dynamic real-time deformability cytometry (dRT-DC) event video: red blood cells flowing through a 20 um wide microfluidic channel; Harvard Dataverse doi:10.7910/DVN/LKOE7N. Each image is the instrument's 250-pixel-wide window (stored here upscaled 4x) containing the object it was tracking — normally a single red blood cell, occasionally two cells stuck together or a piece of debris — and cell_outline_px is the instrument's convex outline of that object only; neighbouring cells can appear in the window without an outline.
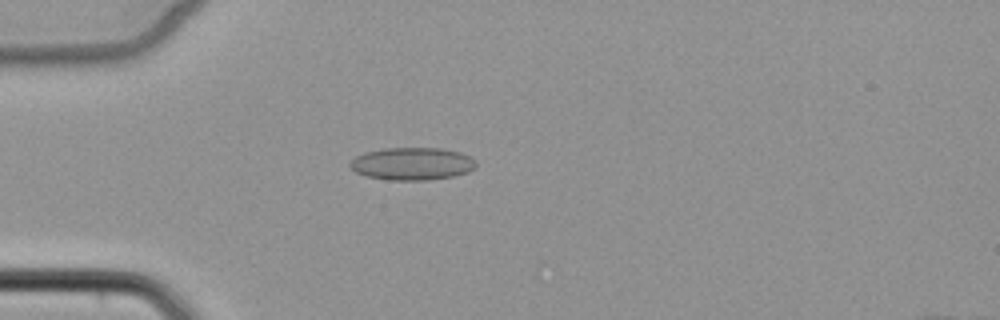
{"species": "common noctule bat (a hibernating species)", "species_latin": "Nyctalus noctula", "temperature_condition": "cold", "stored_images_in_passage": 4, "camera_frame_rate_fps": 3000, "um_per_image_px": 0.085, "animal": {"sex": "female", "body_mass_g": 22.7, "forearm_length_mm": 54.2}, "frame": {"image": 1, "passage_image": 4, "time_ms": 3.667, "image_size_px": [1000, 320], "cell_outline_px": [[476, 164], [468, 172], [452, 176], [428, 180], [392, 180], [368, 176], [356, 172], [348, 164], [356, 156], [364, 152], [384, 148], [440, 148], [460, 152], [476, 160]], "centroid_in_image_um": [35.02, 13.91], "position_along_channel_um": 50.0, "area_um2": 23.76}}